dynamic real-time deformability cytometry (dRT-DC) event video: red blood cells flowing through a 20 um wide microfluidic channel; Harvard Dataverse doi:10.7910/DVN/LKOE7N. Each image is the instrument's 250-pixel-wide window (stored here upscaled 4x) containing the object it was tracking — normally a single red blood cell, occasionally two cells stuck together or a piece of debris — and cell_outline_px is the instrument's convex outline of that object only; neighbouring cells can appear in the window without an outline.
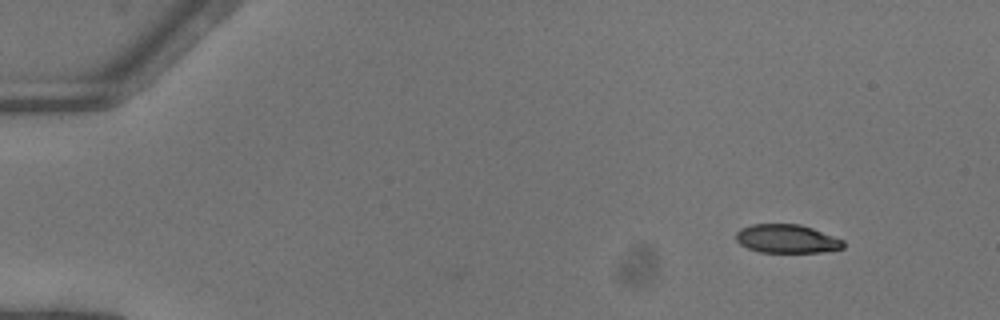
{"species": "common noctule bat (a hibernating species)", "species_latin": "Nyctalus noctula", "temperature_condition": "warm", "stored_images_in_passage": 19, "camera_frame_rate_fps": 3000, "um_per_image_px": 0.085, "animal": {"sex": "female"}, "frame": {"image": 1, "passage_image": 1, "time_ms": 0.0, "image_size_px": [1000, 320], "cell_outline_px": [[844, 248], [820, 252], [760, 252], [748, 248], [740, 244], [736, 240], [736, 232], [740, 228], [752, 224], [800, 224], [812, 228], [844, 240]], "centroid_in_image_um": [66.87, 20.29], "position_along_channel_um": 18.1, "area_um2": 17.86}}
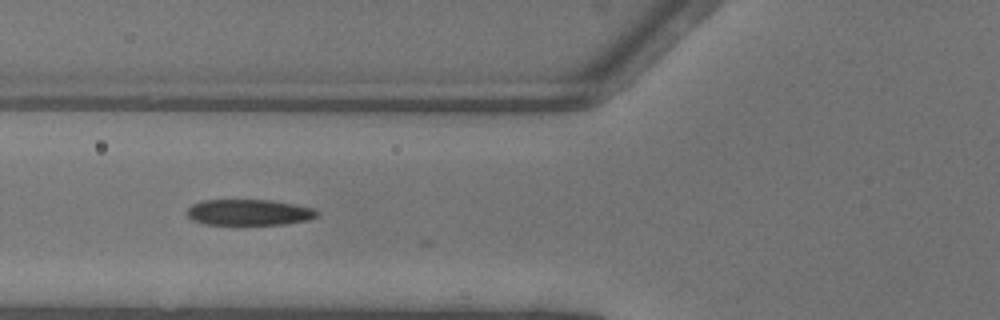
{"frame": {"image": 2, "passage_image": 16, "time_ms": 5.0, "image_size_px": [1000, 320], "cell_outline_px": [[320, 212], [316, 216], [308, 220], [284, 224], [204, 224], [192, 220], [184, 212], [192, 204], [204, 200], [272, 200], [296, 204], [312, 208]], "centroid_in_image_um": [21.14, 18.04], "position_along_channel_um": 104.7, "area_um2": 19.71}}